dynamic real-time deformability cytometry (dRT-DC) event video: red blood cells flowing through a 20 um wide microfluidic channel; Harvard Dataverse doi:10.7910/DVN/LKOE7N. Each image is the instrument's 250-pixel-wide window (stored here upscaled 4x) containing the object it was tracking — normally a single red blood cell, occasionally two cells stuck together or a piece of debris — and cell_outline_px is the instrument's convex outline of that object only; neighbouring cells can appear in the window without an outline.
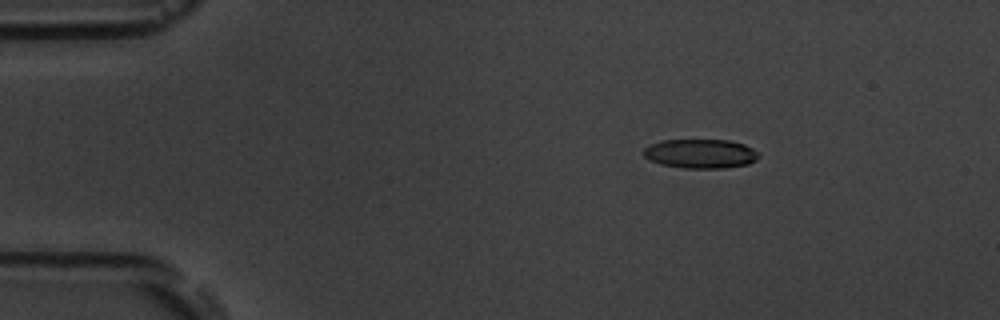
{"species": "common noctule bat (a hibernating species)", "species_latin": "Nyctalus noctula", "temperature_condition": "room temperature", "stored_images_in_passage": 7, "camera_frame_rate_fps": 3000, "um_per_image_px": 0.085, "animal": {"sex": "male", "body_mass_g": 19.5, "forearm_length_mm": 54.6}, "frame": {"image": 1, "passage_image": 2, "time_ms": 1.0, "image_size_px": [1000, 320], "cell_outline_px": [[760, 156], [756, 160], [748, 164], [724, 168], [684, 168], [660, 164], [644, 156], [644, 148], [652, 144], [664, 140], [728, 140], [744, 144], [752, 148]], "centroid_in_image_um": [59.57, 13.06], "position_along_channel_um": 25.4, "area_um2": 19.42}}
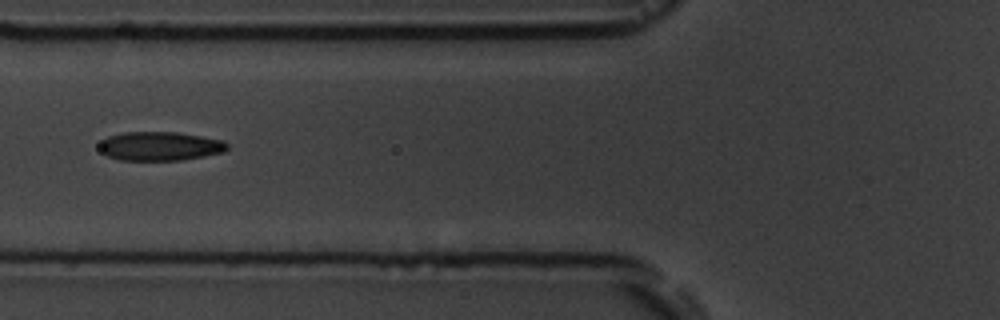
{"frame": {"image": 2, "passage_image": 5, "time_ms": 5.333, "image_size_px": [1000, 320], "cell_outline_px": [[228, 148], [224, 152], [204, 156], [180, 160], [120, 160], [108, 156], [100, 148], [100, 144], [108, 136], [124, 132], [176, 132], [224, 140], [228, 144]], "centroid_in_image_um": [13.64, 12.42], "position_along_channel_um": 112.2, "area_um2": 21.39}}
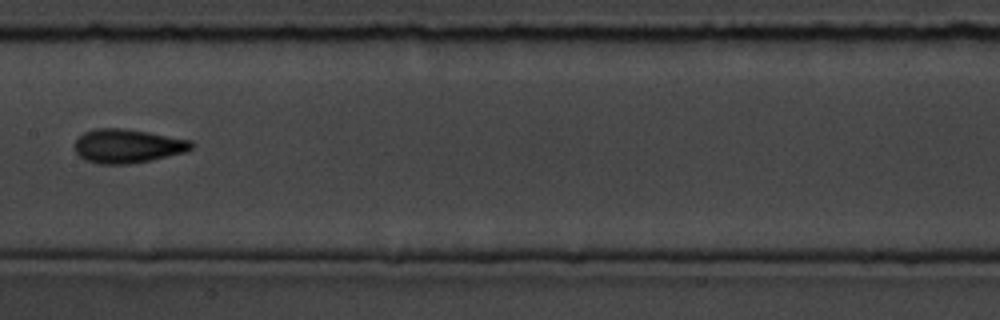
{"frame": {"image": 3, "passage_image": 7, "time_ms": 7.667, "image_size_px": [1000, 320], "cell_outline_px": [[192, 148], [184, 152], [132, 164], [100, 164], [88, 160], [80, 156], [76, 152], [76, 140], [84, 132], [96, 128], [120, 128], [148, 132], [192, 140]], "centroid_in_image_um": [10.84, 12.4], "position_along_channel_um": 196.6, "area_um2": 22.72}}